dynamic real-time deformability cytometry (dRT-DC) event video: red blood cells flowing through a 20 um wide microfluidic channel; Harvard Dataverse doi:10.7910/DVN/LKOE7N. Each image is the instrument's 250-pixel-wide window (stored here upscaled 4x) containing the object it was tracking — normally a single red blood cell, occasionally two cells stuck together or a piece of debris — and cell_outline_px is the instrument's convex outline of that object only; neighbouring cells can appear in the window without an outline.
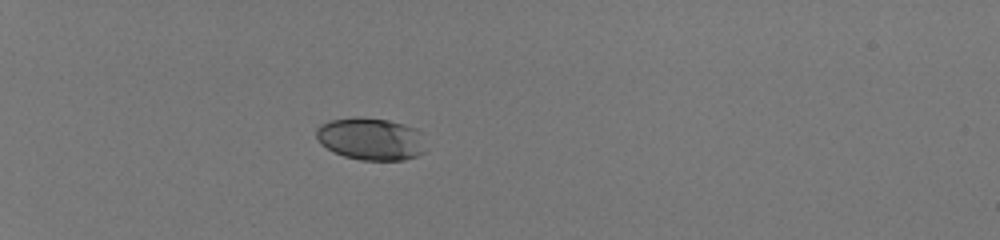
{"species": "human", "species_latin": "Homo sapiens", "temperature_condition": "room temperature", "stored_images_in_passage": 36, "camera_frame_rate_fps": 3000, "um_per_image_px": 0.085, "donor": {"sex": "male"}, "frame": {"image": 1, "passage_image": 1, "time_ms": 0.0, "image_size_px": [1000, 240], "cell_outline_px": [[424, 152], [416, 156], [404, 160], [360, 160], [344, 156], [332, 152], [320, 144], [316, 136], [316, 128], [320, 124], [328, 120], [352, 116], [360, 116], [388, 120], [404, 124], [416, 128], [420, 132]], "centroid_in_image_um": [31.45, 11.79], "position_along_channel_um": 53.5, "area_um2": 27.34}}
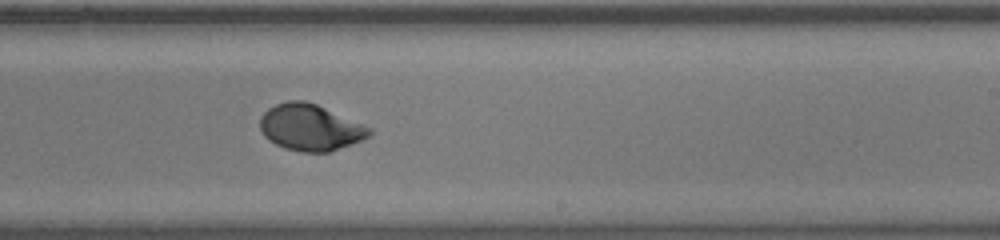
{"frame": {"image": 2, "passage_image": 20, "time_ms": 6.333, "image_size_px": [1000, 240], "cell_outline_px": [[372, 132], [368, 136], [352, 144], [332, 152], [300, 152], [284, 148], [268, 140], [264, 136], [260, 128], [260, 116], [268, 108], [276, 104], [288, 100], [304, 100], [316, 104], [364, 124], [372, 128]], "centroid_in_image_um": [26.36, 10.84], "position_along_channel_um": 262.6, "area_um2": 29.71}}
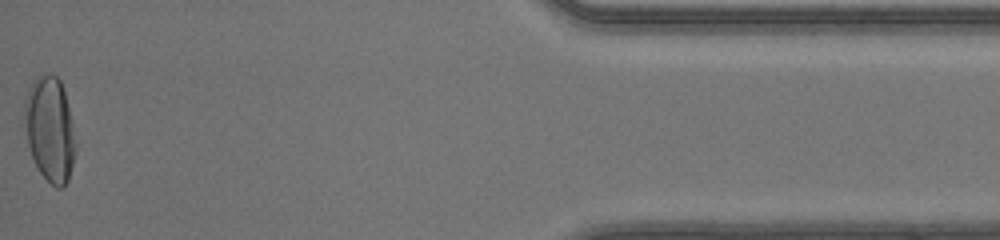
{"frame": {"image": 3, "passage_image": 36, "time_ms": 11.667, "image_size_px": [1000, 240], "cell_outline_px": [[76, 152], [68, 180], [60, 188], [56, 188], [36, 168], [28, 144], [24, 112], [24, 100], [36, 76], [56, 76], [60, 80], [64, 92], [72, 120], [76, 144]], "centroid_in_image_um": [4.25, 11.02], "position_along_channel_um": 430.9, "area_um2": 30.81}, "authors_computed_cell_mechanics": {"area_um2": 29.0734, "velocity_mm_per_s": 4.1702, "shape_relaxation_time_tau1_ms": 3.252, "shape_relaxation_time_tau2_ms": null, "deformation_change_tau1": 0.1753, "deformation_change_tau2": null}}